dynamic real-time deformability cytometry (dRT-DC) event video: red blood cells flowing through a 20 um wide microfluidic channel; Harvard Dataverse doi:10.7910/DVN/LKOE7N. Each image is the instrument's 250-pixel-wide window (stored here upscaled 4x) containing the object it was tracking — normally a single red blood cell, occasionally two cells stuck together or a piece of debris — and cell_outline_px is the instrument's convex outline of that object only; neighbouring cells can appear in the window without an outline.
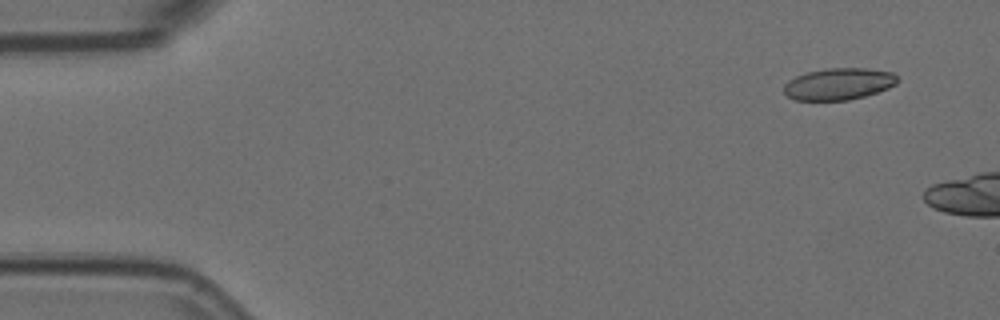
{"species": "Egyptian fruit bat (a non-hibernating species)", "species_latin": "Rousettus aegyptiacus", "temperature_condition": "room temperature", "stored_images_in_passage": 3, "camera_frame_rate_fps": 3000, "um_per_image_px": 0.085, "animal": {"sex": "female"}, "frame": {"image": 1, "passage_image": 1, "time_ms": 0.0, "image_size_px": [1000, 320], "cell_outline_px": [[900, 80], [896, 84], [888, 88], [864, 96], [848, 100], [796, 100], [788, 96], [784, 92], [784, 84], [788, 80], [796, 76], [808, 72], [828, 68], [864, 68], [892, 72]], "centroid_in_image_um": [71.29, 7.13], "position_along_channel_um": 13.7, "area_um2": 20.92}}